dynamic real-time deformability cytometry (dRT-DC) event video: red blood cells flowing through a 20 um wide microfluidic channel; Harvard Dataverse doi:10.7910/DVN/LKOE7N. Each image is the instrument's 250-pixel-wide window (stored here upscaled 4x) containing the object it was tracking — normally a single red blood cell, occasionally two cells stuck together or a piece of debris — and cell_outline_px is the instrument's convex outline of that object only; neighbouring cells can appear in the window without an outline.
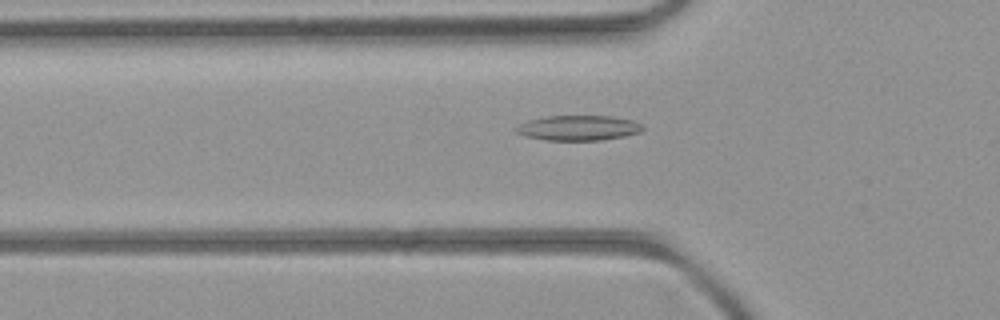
{"species": "common noctule bat (a hibernating species)", "species_latin": "Nyctalus noctula", "temperature_condition": "room temperature", "stored_images_in_passage": 49, "camera_frame_rate_fps": 3000, "um_per_image_px": 0.085, "animal": {"sex": "female", "body_mass_g": 21.9}, "frame": {"image": 1, "passage_image": 14, "time_ms": 4.333, "image_size_px": [1000, 320], "cell_outline_px": [[644, 128], [640, 132], [624, 136], [600, 140], [548, 140], [524, 136], [516, 132], [512, 128], [528, 120], [544, 116], [612, 116], [632, 120], [640, 124]], "centroid_in_image_um": [49.12, 10.87], "position_along_channel_um": 76.7, "area_um2": 18.5}}
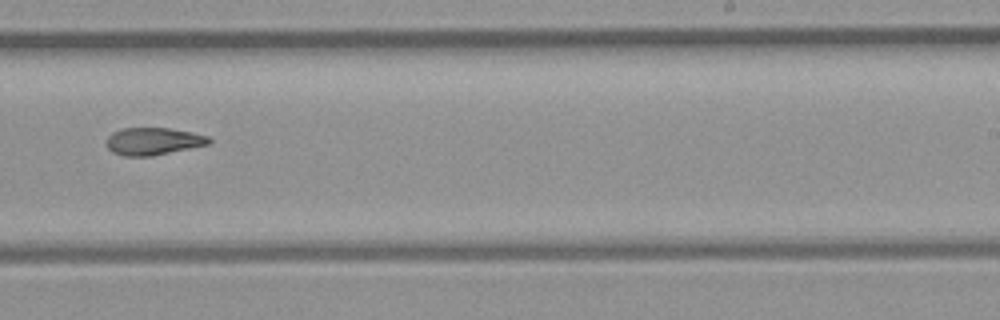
{"frame": {"image": 2, "passage_image": 29, "time_ms": 9.333, "image_size_px": [1000, 320], "cell_outline_px": [[212, 140], [208, 144], [152, 156], [124, 156], [112, 152], [104, 144], [108, 136], [112, 132], [124, 128], [168, 128], [192, 132], [208, 136]], "centroid_in_image_um": [12.98, 12.01], "position_along_channel_um": 276.0, "area_um2": 16.36}}
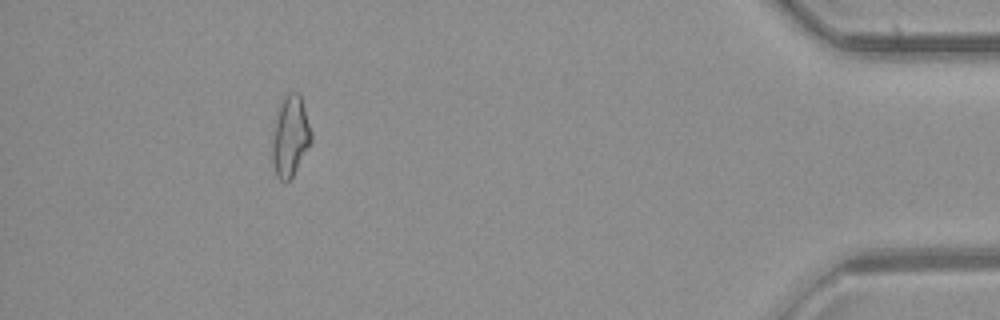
{"frame": {"image": 3, "passage_image": 44, "time_ms": 14.333, "image_size_px": [1000, 320], "cell_outline_px": [[312, 140], [292, 176], [284, 184], [276, 176], [272, 160], [272, 136], [280, 104], [284, 96], [288, 92], [300, 92], [312, 132]], "centroid_in_image_um": [24.67, 11.57], "position_along_channel_um": 410.5, "area_um2": 18.26}, "authors_computed_cell_mechanics": {"area_um2": 17.4556, "velocity_mm_per_s": 3.9625, "shape_relaxation_time_tau1_ms": null, "shape_relaxation_time_tau2_ms": 9.4143, "deformation_change_tau1": null, "deformation_change_tau2": 0.1939}}